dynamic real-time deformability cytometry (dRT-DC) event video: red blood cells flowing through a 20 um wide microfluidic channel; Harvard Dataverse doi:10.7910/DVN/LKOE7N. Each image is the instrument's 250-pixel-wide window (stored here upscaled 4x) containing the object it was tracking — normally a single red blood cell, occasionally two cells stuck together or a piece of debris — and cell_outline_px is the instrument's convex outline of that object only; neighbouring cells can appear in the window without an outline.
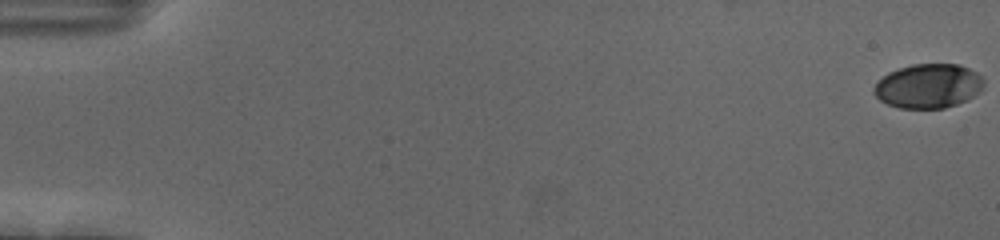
{"species": "human", "species_latin": "Homo sapiens", "temperature_condition": "cold", "stored_images_in_passage": 57, "camera_frame_rate_fps": 3000, "um_per_image_px": 0.085, "donor": {"sex": "female"}, "frame": {"image": 1, "passage_image": 1, "time_ms": 0.0, "image_size_px": [1000, 240], "cell_outline_px": [[984, 84], [968, 100], [944, 108], [900, 108], [888, 104], [880, 100], [872, 92], [872, 88], [888, 72], [912, 64], [960, 64], [976, 72], [984, 80]], "centroid_in_image_um": [78.89, 7.31], "position_along_channel_um": 6.1, "area_um2": 28.15}}
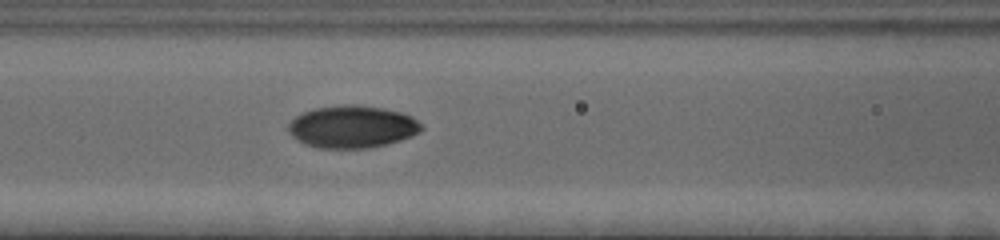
{"frame": {"image": 2, "passage_image": 26, "time_ms": 8.333, "image_size_px": [1000, 240], "cell_outline_px": [[424, 128], [420, 132], [412, 136], [400, 140], [368, 148], [320, 148], [304, 144], [296, 140], [292, 136], [288, 128], [288, 124], [300, 112], [312, 108], [344, 104], [356, 104], [380, 108], [400, 112], [412, 116]], "centroid_in_image_um": [29.9, 10.76], "position_along_channel_um": 136.7, "area_um2": 32.95}}
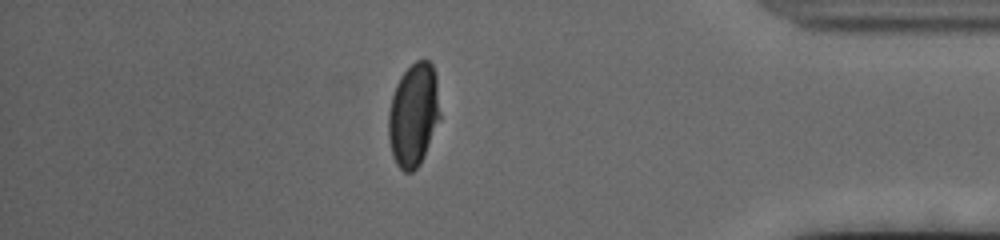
{"frame": {"image": 3, "passage_image": 50, "time_ms": 16.333, "image_size_px": [1000, 240], "cell_outline_px": [[440, 120], [424, 156], [420, 164], [412, 172], [404, 172], [396, 164], [392, 156], [388, 136], [388, 112], [392, 96], [396, 84], [400, 76], [416, 60], [428, 60], [432, 64], [436, 76], [440, 112]], "centroid_in_image_um": [35.15, 9.77], "position_along_channel_um": 400.1, "area_um2": 31.27}, "authors_computed_cell_mechanics": {"area_um2": 31.2698, "velocity_mm_per_s": 3.6763, "shape_relaxation_time_tau1_ms": 2.9651, "shape_relaxation_time_tau2_ms": 0.6677, "deformation_change_tau1": 0.1492, "deformation_change_tau2": 0.0277}}